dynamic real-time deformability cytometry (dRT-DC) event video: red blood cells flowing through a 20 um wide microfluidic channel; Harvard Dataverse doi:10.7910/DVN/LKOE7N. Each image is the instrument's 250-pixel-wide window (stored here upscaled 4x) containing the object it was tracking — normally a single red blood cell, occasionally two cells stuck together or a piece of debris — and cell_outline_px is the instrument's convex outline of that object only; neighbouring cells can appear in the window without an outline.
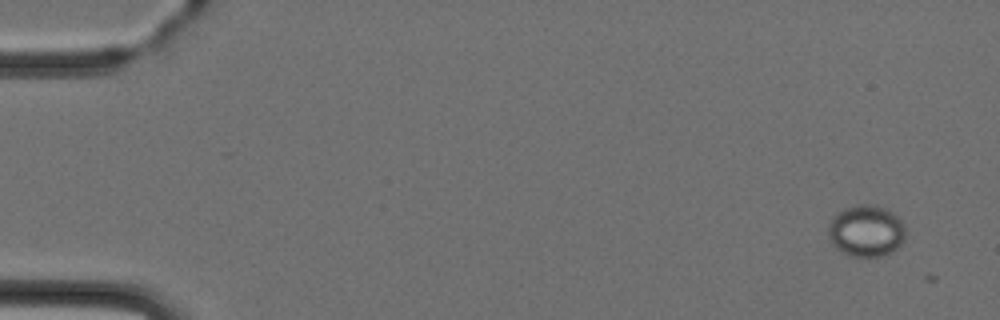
{"species": "Egyptian fruit bat (a non-hibernating species)", "species_latin": "Rousettus aegyptiacus", "temperature_condition": "cold", "stored_images_in_passage": 3, "camera_frame_rate_fps": 3000, "um_per_image_px": 0.085, "animal": {"sex": "female"}, "frame": {"image": 1, "passage_image": 1, "time_ms": 0.0, "image_size_px": [1000, 320], "cell_outline_px": [[904, 240], [892, 252], [880, 256], [852, 256], [836, 248], [832, 244], [828, 236], [828, 224], [832, 216], [836, 212], [844, 208], [860, 204], [876, 204], [888, 208], [904, 224]], "centroid_in_image_um": [73.6, 19.59], "position_along_channel_um": 11.4, "area_um2": 23.41}}